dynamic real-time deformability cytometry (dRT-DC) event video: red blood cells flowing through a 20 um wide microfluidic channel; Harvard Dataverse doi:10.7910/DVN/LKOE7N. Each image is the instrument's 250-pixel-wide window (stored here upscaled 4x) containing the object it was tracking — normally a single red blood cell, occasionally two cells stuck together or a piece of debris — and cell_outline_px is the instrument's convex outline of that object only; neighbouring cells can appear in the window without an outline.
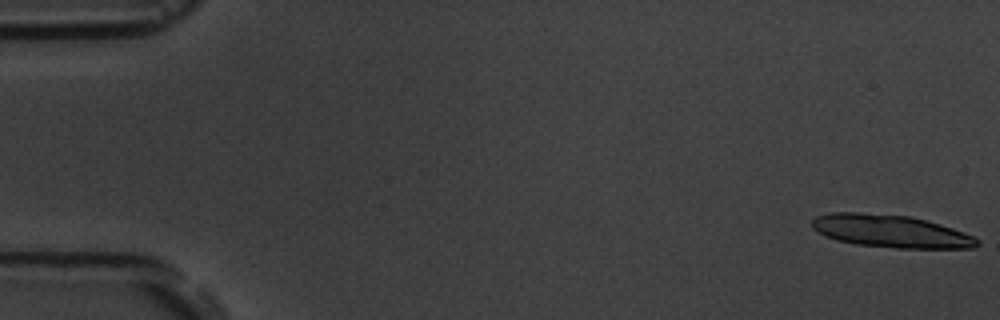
{"species": "common noctule bat (a hibernating species)", "species_latin": "Nyctalus noctula", "temperature_condition": "room temperature", "stored_images_in_passage": 5, "camera_frame_rate_fps": 3000, "um_per_image_px": 0.085, "animal": {"sex": "male", "body_mass_g": 19.5, "forearm_length_mm": 54.6}, "frame": {"image": 1, "passage_image": 1, "time_ms": 0.0, "image_size_px": [1000, 320], "cell_outline_px": [[980, 244], [972, 248], [896, 248], [856, 244], [836, 240], [824, 236], [816, 232], [812, 228], [812, 220], [816, 216], [832, 212], [860, 212], [908, 216], [940, 224], [952, 228], [972, 236], [980, 240]], "centroid_in_image_um": [75.66, 19.65], "position_along_channel_um": 9.3, "area_um2": 31.39}}